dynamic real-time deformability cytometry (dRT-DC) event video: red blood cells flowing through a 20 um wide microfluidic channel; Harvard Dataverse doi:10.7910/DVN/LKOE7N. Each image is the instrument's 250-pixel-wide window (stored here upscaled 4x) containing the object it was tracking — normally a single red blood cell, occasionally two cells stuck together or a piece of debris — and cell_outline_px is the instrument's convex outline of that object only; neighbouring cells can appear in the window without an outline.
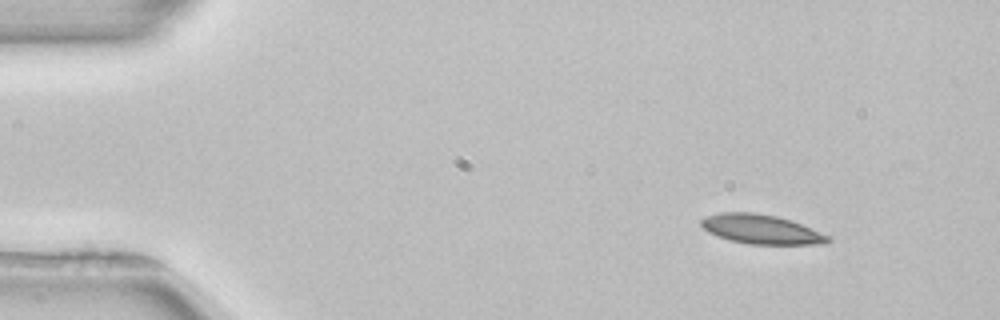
{"species": "common noctule bat (a hibernating species)", "species_latin": "Nyctalus noctula", "temperature_condition": "room temperature", "stored_images_in_passage": 47, "camera_frame_rate_fps": 3000, "um_per_image_px": 0.085, "animal": {"sex": "female", "body_mass_g": 22.7, "forearm_length_mm": 54.2}, "frame": {"image": 1, "passage_image": 1, "time_ms": 0.0, "image_size_px": [1000, 320], "cell_outline_px": [[832, 240], [828, 244], [748, 244], [732, 240], [708, 232], [700, 224], [700, 220], [704, 216], [720, 212], [752, 212], [776, 216], [800, 224], [828, 236]], "centroid_in_image_um": [64.67, 19.48], "position_along_channel_um": 20.3, "area_um2": 21.39}}
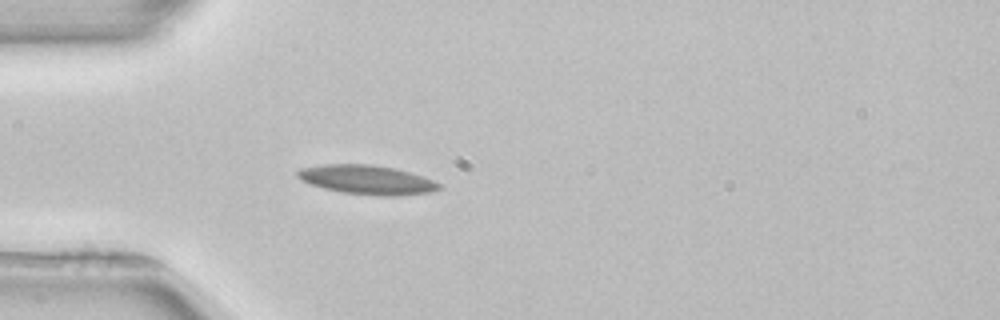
{"frame": {"image": 2, "passage_image": 10, "time_ms": 3.0, "image_size_px": [1000, 320], "cell_outline_px": [[444, 188], [432, 192], [396, 196], [380, 196], [344, 192], [324, 188], [312, 184], [296, 176], [296, 172], [300, 168], [320, 164], [368, 164], [396, 168], [432, 180], [440, 184]], "centroid_in_image_um": [31.21, 15.27], "position_along_channel_um": 53.8, "area_um2": 23.93}}
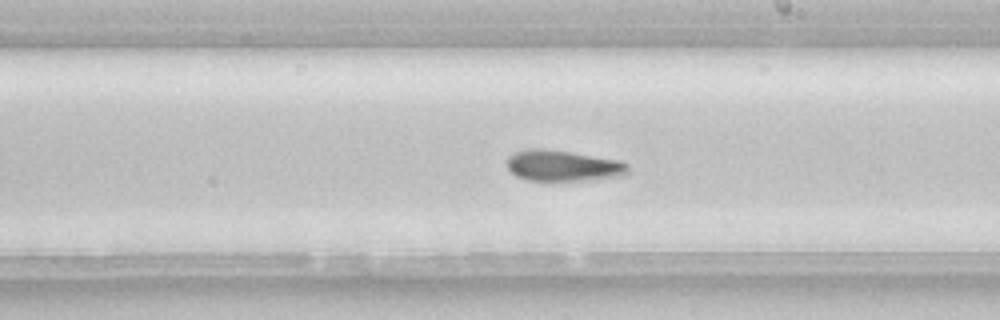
{"frame": {"image": 3, "passage_image": 25, "time_ms": 8.0, "image_size_px": [1000, 320], "cell_outline_px": [[628, 172], [624, 176], [584, 180], [528, 180], [516, 176], [508, 168], [508, 156], [516, 152], [528, 148], [544, 148], [572, 152], [620, 160], [628, 164]], "centroid_in_image_um": [47.87, 14.07], "position_along_channel_um": 241.1, "area_um2": 21.85}, "authors_computed_cell_mechanics": {"area_um2": 21.9062, "velocity_mm_per_s": 3.9154, "shape_relaxation_time_tau1_ms": 6.7905, "shape_relaxation_time_tau2_ms": 4.4684, "deformation_change_tau1": 0.1493, "deformation_change_tau2": 0.1049}}